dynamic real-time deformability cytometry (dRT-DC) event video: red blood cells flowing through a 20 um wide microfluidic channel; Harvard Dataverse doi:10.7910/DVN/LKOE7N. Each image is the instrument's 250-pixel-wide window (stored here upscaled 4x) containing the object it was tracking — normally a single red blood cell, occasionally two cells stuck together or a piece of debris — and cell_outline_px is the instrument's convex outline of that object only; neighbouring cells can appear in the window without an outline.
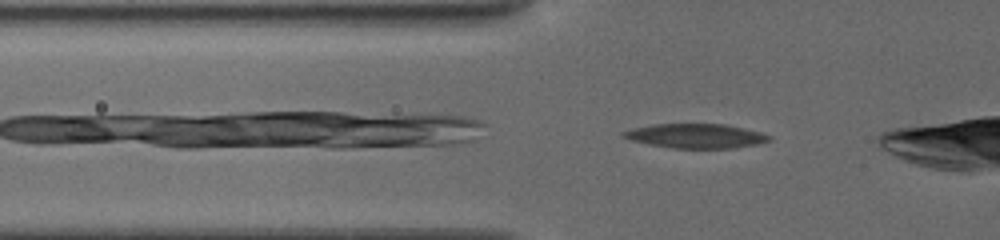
{"species": "common noctule bat (a hibernating species)", "species_latin": "Nyctalus noctula", "temperature_condition": "cold", "stored_images_in_passage": 7, "camera_frame_rate_fps": 3000, "um_per_image_px": 0.085, "animal": {"sex": "female", "body_mass_g": 19.5, "forearm_length_mm": 54.1}, "frame": {"image": 1, "passage_image": 2, "time_ms": 0.333, "image_size_px": [1000, 240], "cell_outline_px": [[772, 140], [760, 144], [732, 148], [672, 148], [648, 144], [632, 140], [620, 136], [620, 132], [632, 128], [652, 124], [724, 124], [744, 128], [760, 132], [772, 136]], "centroid_in_image_um": [59.15, 11.55], "position_along_channel_um": 66.7, "area_um2": 20.87}}
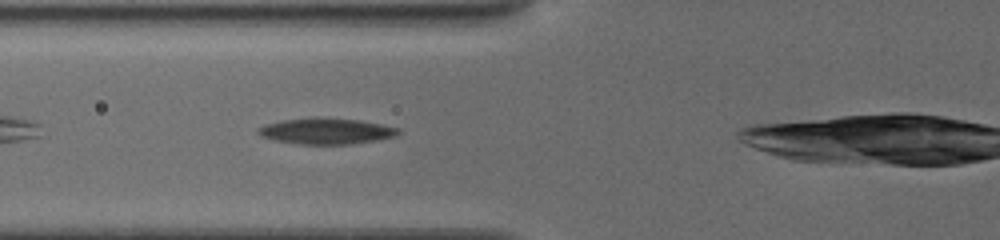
{"frame": {"image": 2, "passage_image": 4, "time_ms": 1.333, "image_size_px": [1000, 240], "cell_outline_px": [[400, 132], [396, 136], [380, 140], [352, 144], [296, 144], [276, 140], [260, 136], [256, 132], [256, 128], [264, 124], [280, 120], [312, 116], [316, 116], [360, 120], [400, 128]], "centroid_in_image_um": [27.7, 11.13], "position_along_channel_um": 98.1, "area_um2": 21.79}}
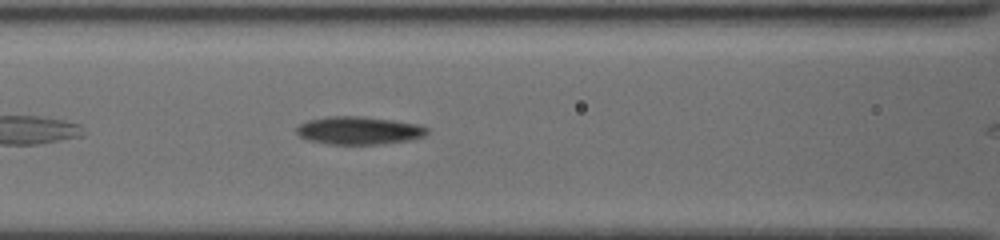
{"frame": {"image": 3, "passage_image": 7, "time_ms": 2.333, "image_size_px": [1000, 240], "cell_outline_px": [[428, 132], [424, 136], [408, 140], [380, 144], [328, 144], [308, 140], [300, 136], [296, 132], [296, 128], [300, 124], [308, 120], [328, 116], [360, 116], [392, 120], [420, 124], [428, 128]], "centroid_in_image_um": [30.5, 11.09], "position_along_channel_um": 136.1, "area_um2": 21.21}}